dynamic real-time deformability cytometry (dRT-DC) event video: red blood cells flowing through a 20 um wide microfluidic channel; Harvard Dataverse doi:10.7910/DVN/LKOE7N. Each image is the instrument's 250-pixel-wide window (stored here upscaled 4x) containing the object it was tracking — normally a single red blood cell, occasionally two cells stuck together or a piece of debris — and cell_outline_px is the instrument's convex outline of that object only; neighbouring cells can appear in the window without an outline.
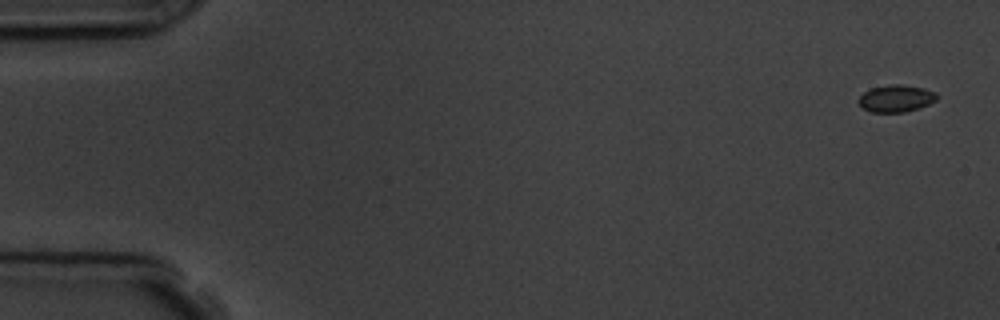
{"species": "common noctule bat (a hibernating species)", "species_latin": "Nyctalus noctula", "temperature_condition": "room temperature", "stored_images_in_passage": 7, "camera_frame_rate_fps": 3000, "um_per_image_px": 0.085, "animal": {"sex": "male", "body_mass_g": 19.5, "forearm_length_mm": 54.6}, "frame": {"image": 1, "passage_image": 1, "time_ms": 0.0, "image_size_px": [1000, 320], "cell_outline_px": [[936, 100], [920, 108], [904, 112], [872, 112], [864, 108], [856, 100], [864, 92], [872, 88], [888, 84], [904, 84], [924, 88], [936, 92]], "centroid_in_image_um": [76.16, 8.35], "position_along_channel_um": 8.8, "area_um2": 12.37}}
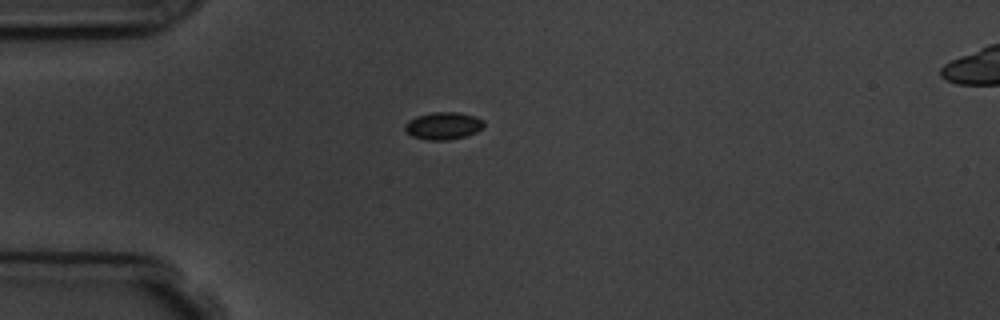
{"frame": {"image": 2, "passage_image": 4, "time_ms": 4.333, "image_size_px": [1000, 320], "cell_outline_px": [[484, 128], [476, 132], [464, 136], [448, 140], [428, 140], [412, 136], [404, 128], [404, 124], [408, 120], [416, 116], [432, 112], [456, 112], [472, 116], [484, 120]], "centroid_in_image_um": [37.67, 10.69], "position_along_channel_um": 47.3, "area_um2": 12.54}}